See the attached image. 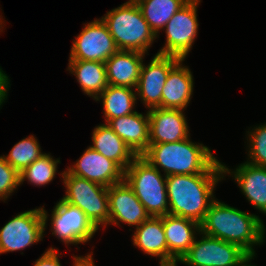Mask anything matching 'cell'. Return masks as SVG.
I'll return each mask as SVG.
<instances>
[{"instance_id":"cell-1","label":"cell","mask_w":266,"mask_h":266,"mask_svg":"<svg viewBox=\"0 0 266 266\" xmlns=\"http://www.w3.org/2000/svg\"><path fill=\"white\" fill-rule=\"evenodd\" d=\"M200 228V233L237 244L252 257L255 256L253 246L262 244L265 238V227L259 216L217 200L210 204Z\"/></svg>"},{"instance_id":"cell-2","label":"cell","mask_w":266,"mask_h":266,"mask_svg":"<svg viewBox=\"0 0 266 266\" xmlns=\"http://www.w3.org/2000/svg\"><path fill=\"white\" fill-rule=\"evenodd\" d=\"M141 157L151 166L162 168L164 176L223 173L222 164L211 150L203 144L193 143L189 137L173 143L149 144Z\"/></svg>"},{"instance_id":"cell-3","label":"cell","mask_w":266,"mask_h":266,"mask_svg":"<svg viewBox=\"0 0 266 266\" xmlns=\"http://www.w3.org/2000/svg\"><path fill=\"white\" fill-rule=\"evenodd\" d=\"M223 177V173L166 176L169 215L201 223L210 204L215 200L213 190Z\"/></svg>"},{"instance_id":"cell-4","label":"cell","mask_w":266,"mask_h":266,"mask_svg":"<svg viewBox=\"0 0 266 266\" xmlns=\"http://www.w3.org/2000/svg\"><path fill=\"white\" fill-rule=\"evenodd\" d=\"M101 19L119 50L146 54L151 43L158 37L144 19L137 4L124 3L107 12Z\"/></svg>"},{"instance_id":"cell-5","label":"cell","mask_w":266,"mask_h":266,"mask_svg":"<svg viewBox=\"0 0 266 266\" xmlns=\"http://www.w3.org/2000/svg\"><path fill=\"white\" fill-rule=\"evenodd\" d=\"M124 180L151 217L169 214L166 176L163 178L159 169L137 156L124 171Z\"/></svg>"},{"instance_id":"cell-6","label":"cell","mask_w":266,"mask_h":266,"mask_svg":"<svg viewBox=\"0 0 266 266\" xmlns=\"http://www.w3.org/2000/svg\"><path fill=\"white\" fill-rule=\"evenodd\" d=\"M66 194L62 198L80 208L90 221L99 229V225L109 224L108 188L98 183L70 174L61 173Z\"/></svg>"},{"instance_id":"cell-7","label":"cell","mask_w":266,"mask_h":266,"mask_svg":"<svg viewBox=\"0 0 266 266\" xmlns=\"http://www.w3.org/2000/svg\"><path fill=\"white\" fill-rule=\"evenodd\" d=\"M201 234L179 262L188 266H243L252 257L237 244Z\"/></svg>"},{"instance_id":"cell-8","label":"cell","mask_w":266,"mask_h":266,"mask_svg":"<svg viewBox=\"0 0 266 266\" xmlns=\"http://www.w3.org/2000/svg\"><path fill=\"white\" fill-rule=\"evenodd\" d=\"M47 218L43 207L14 216L0 230V254L19 251L42 240Z\"/></svg>"},{"instance_id":"cell-9","label":"cell","mask_w":266,"mask_h":266,"mask_svg":"<svg viewBox=\"0 0 266 266\" xmlns=\"http://www.w3.org/2000/svg\"><path fill=\"white\" fill-rule=\"evenodd\" d=\"M200 0H189L164 27L166 43L157 53L185 59L197 36V6Z\"/></svg>"},{"instance_id":"cell-10","label":"cell","mask_w":266,"mask_h":266,"mask_svg":"<svg viewBox=\"0 0 266 266\" xmlns=\"http://www.w3.org/2000/svg\"><path fill=\"white\" fill-rule=\"evenodd\" d=\"M51 215L52 235L68 245L85 243L98 230L80 208L63 199L55 205Z\"/></svg>"},{"instance_id":"cell-11","label":"cell","mask_w":266,"mask_h":266,"mask_svg":"<svg viewBox=\"0 0 266 266\" xmlns=\"http://www.w3.org/2000/svg\"><path fill=\"white\" fill-rule=\"evenodd\" d=\"M75 39L69 59L105 63L113 54L119 51L115 40L102 19L87 23Z\"/></svg>"},{"instance_id":"cell-12","label":"cell","mask_w":266,"mask_h":266,"mask_svg":"<svg viewBox=\"0 0 266 266\" xmlns=\"http://www.w3.org/2000/svg\"><path fill=\"white\" fill-rule=\"evenodd\" d=\"M181 59L175 56L156 54L151 62L142 64L136 93L148 109L162 108V91L169 71Z\"/></svg>"},{"instance_id":"cell-13","label":"cell","mask_w":266,"mask_h":266,"mask_svg":"<svg viewBox=\"0 0 266 266\" xmlns=\"http://www.w3.org/2000/svg\"><path fill=\"white\" fill-rule=\"evenodd\" d=\"M109 224L120 222L138 227L151 216L125 180L108 187Z\"/></svg>"},{"instance_id":"cell-14","label":"cell","mask_w":266,"mask_h":266,"mask_svg":"<svg viewBox=\"0 0 266 266\" xmlns=\"http://www.w3.org/2000/svg\"><path fill=\"white\" fill-rule=\"evenodd\" d=\"M67 171L77 177L87 179L105 187L124 180V171L113 161L93 148H87L79 160Z\"/></svg>"},{"instance_id":"cell-15","label":"cell","mask_w":266,"mask_h":266,"mask_svg":"<svg viewBox=\"0 0 266 266\" xmlns=\"http://www.w3.org/2000/svg\"><path fill=\"white\" fill-rule=\"evenodd\" d=\"M184 110L153 108L149 114V144L173 143L188 138Z\"/></svg>"},{"instance_id":"cell-16","label":"cell","mask_w":266,"mask_h":266,"mask_svg":"<svg viewBox=\"0 0 266 266\" xmlns=\"http://www.w3.org/2000/svg\"><path fill=\"white\" fill-rule=\"evenodd\" d=\"M162 222L168 248V266H177L196 240V231L200 234V223L169 214L162 216Z\"/></svg>"},{"instance_id":"cell-17","label":"cell","mask_w":266,"mask_h":266,"mask_svg":"<svg viewBox=\"0 0 266 266\" xmlns=\"http://www.w3.org/2000/svg\"><path fill=\"white\" fill-rule=\"evenodd\" d=\"M131 149L136 156H141L149 145V114L135 111L130 115L110 119L106 123Z\"/></svg>"},{"instance_id":"cell-18","label":"cell","mask_w":266,"mask_h":266,"mask_svg":"<svg viewBox=\"0 0 266 266\" xmlns=\"http://www.w3.org/2000/svg\"><path fill=\"white\" fill-rule=\"evenodd\" d=\"M223 174H231L248 201L260 212L266 214V167L245 162L230 172L222 164ZM234 173V174H233Z\"/></svg>"},{"instance_id":"cell-19","label":"cell","mask_w":266,"mask_h":266,"mask_svg":"<svg viewBox=\"0 0 266 266\" xmlns=\"http://www.w3.org/2000/svg\"><path fill=\"white\" fill-rule=\"evenodd\" d=\"M144 53L139 51L119 50L106 62V73L109 85L137 87Z\"/></svg>"},{"instance_id":"cell-20","label":"cell","mask_w":266,"mask_h":266,"mask_svg":"<svg viewBox=\"0 0 266 266\" xmlns=\"http://www.w3.org/2000/svg\"><path fill=\"white\" fill-rule=\"evenodd\" d=\"M181 59L170 71L162 91V109H186L193 94V75Z\"/></svg>"},{"instance_id":"cell-21","label":"cell","mask_w":266,"mask_h":266,"mask_svg":"<svg viewBox=\"0 0 266 266\" xmlns=\"http://www.w3.org/2000/svg\"><path fill=\"white\" fill-rule=\"evenodd\" d=\"M133 244L145 254L160 257V266H168V248L162 216L150 217L135 229Z\"/></svg>"},{"instance_id":"cell-22","label":"cell","mask_w":266,"mask_h":266,"mask_svg":"<svg viewBox=\"0 0 266 266\" xmlns=\"http://www.w3.org/2000/svg\"><path fill=\"white\" fill-rule=\"evenodd\" d=\"M92 142L91 148L113 160L123 171L137 157L107 124L98 125L94 128Z\"/></svg>"},{"instance_id":"cell-23","label":"cell","mask_w":266,"mask_h":266,"mask_svg":"<svg viewBox=\"0 0 266 266\" xmlns=\"http://www.w3.org/2000/svg\"><path fill=\"white\" fill-rule=\"evenodd\" d=\"M68 70L76 76L82 91L94 99L109 85L103 62L69 59Z\"/></svg>"},{"instance_id":"cell-24","label":"cell","mask_w":266,"mask_h":266,"mask_svg":"<svg viewBox=\"0 0 266 266\" xmlns=\"http://www.w3.org/2000/svg\"><path fill=\"white\" fill-rule=\"evenodd\" d=\"M101 98L103 99V113L106 123L110 119L130 115L135 112L132 109H134L137 97L135 90L132 88L108 85L95 100L100 101Z\"/></svg>"},{"instance_id":"cell-25","label":"cell","mask_w":266,"mask_h":266,"mask_svg":"<svg viewBox=\"0 0 266 266\" xmlns=\"http://www.w3.org/2000/svg\"><path fill=\"white\" fill-rule=\"evenodd\" d=\"M189 0H141L137 3L144 19L157 36L174 14Z\"/></svg>"},{"instance_id":"cell-26","label":"cell","mask_w":266,"mask_h":266,"mask_svg":"<svg viewBox=\"0 0 266 266\" xmlns=\"http://www.w3.org/2000/svg\"><path fill=\"white\" fill-rule=\"evenodd\" d=\"M43 154L36 137L31 135L16 143L4 158L20 174Z\"/></svg>"},{"instance_id":"cell-27","label":"cell","mask_w":266,"mask_h":266,"mask_svg":"<svg viewBox=\"0 0 266 266\" xmlns=\"http://www.w3.org/2000/svg\"><path fill=\"white\" fill-rule=\"evenodd\" d=\"M60 159H53L50 154H43L20 173V184L25 179L36 186H42L51 182L57 172Z\"/></svg>"},{"instance_id":"cell-28","label":"cell","mask_w":266,"mask_h":266,"mask_svg":"<svg viewBox=\"0 0 266 266\" xmlns=\"http://www.w3.org/2000/svg\"><path fill=\"white\" fill-rule=\"evenodd\" d=\"M249 134V154L248 163L266 167V124L256 126Z\"/></svg>"},{"instance_id":"cell-29","label":"cell","mask_w":266,"mask_h":266,"mask_svg":"<svg viewBox=\"0 0 266 266\" xmlns=\"http://www.w3.org/2000/svg\"><path fill=\"white\" fill-rule=\"evenodd\" d=\"M20 185V174L0 156V199L6 200Z\"/></svg>"},{"instance_id":"cell-30","label":"cell","mask_w":266,"mask_h":266,"mask_svg":"<svg viewBox=\"0 0 266 266\" xmlns=\"http://www.w3.org/2000/svg\"><path fill=\"white\" fill-rule=\"evenodd\" d=\"M58 250L53 247L48 248L43 255L36 260L34 266H61L57 254Z\"/></svg>"},{"instance_id":"cell-31","label":"cell","mask_w":266,"mask_h":266,"mask_svg":"<svg viewBox=\"0 0 266 266\" xmlns=\"http://www.w3.org/2000/svg\"><path fill=\"white\" fill-rule=\"evenodd\" d=\"M8 77L9 76H7L0 67V106L7 98V91L10 87V80Z\"/></svg>"},{"instance_id":"cell-32","label":"cell","mask_w":266,"mask_h":266,"mask_svg":"<svg viewBox=\"0 0 266 266\" xmlns=\"http://www.w3.org/2000/svg\"><path fill=\"white\" fill-rule=\"evenodd\" d=\"M74 257V266H94V261L91 253L86 256H73Z\"/></svg>"},{"instance_id":"cell-33","label":"cell","mask_w":266,"mask_h":266,"mask_svg":"<svg viewBox=\"0 0 266 266\" xmlns=\"http://www.w3.org/2000/svg\"><path fill=\"white\" fill-rule=\"evenodd\" d=\"M141 0H129L126 3H130V4H137L138 2H140Z\"/></svg>"},{"instance_id":"cell-34","label":"cell","mask_w":266,"mask_h":266,"mask_svg":"<svg viewBox=\"0 0 266 266\" xmlns=\"http://www.w3.org/2000/svg\"><path fill=\"white\" fill-rule=\"evenodd\" d=\"M251 259H254V257H251L243 266H255V265L248 264L251 261Z\"/></svg>"},{"instance_id":"cell-35","label":"cell","mask_w":266,"mask_h":266,"mask_svg":"<svg viewBox=\"0 0 266 266\" xmlns=\"http://www.w3.org/2000/svg\"><path fill=\"white\" fill-rule=\"evenodd\" d=\"M0 17H1V15H0ZM2 20H1V18H0V30H1V28H2ZM1 32V31H0Z\"/></svg>"}]
</instances>
